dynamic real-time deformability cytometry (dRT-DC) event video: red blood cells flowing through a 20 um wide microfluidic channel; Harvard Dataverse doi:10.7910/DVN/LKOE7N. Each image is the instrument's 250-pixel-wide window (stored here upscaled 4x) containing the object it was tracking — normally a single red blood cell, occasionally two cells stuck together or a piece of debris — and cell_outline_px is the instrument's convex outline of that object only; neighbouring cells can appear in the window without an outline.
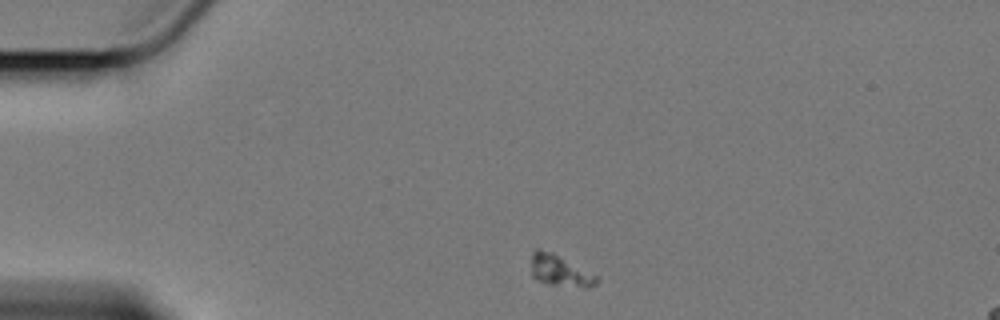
{"species": "Egyptian fruit bat (a non-hibernating species)", "species_latin": "Rousettus aegyptiacus", "temperature_condition": "cold", "stored_images_in_passage": 29, "camera_frame_rate_fps": 3000, "um_per_image_px": 0.085, "animal": {"sex": "female"}, "frame": {"image": 1, "passage_image": 1, "time_ms": 0.0, "image_size_px": [1000, 320], "cell_outline_px": [[600, 280], [596, 284], [588, 288], [584, 288], [548, 284], [532, 276], [532, 252], [536, 248], [540, 248], [552, 252], [600, 276]], "centroid_in_image_um": [47.66, 23.01], "position_along_channel_um": 37.3, "area_um2": 12.14}}
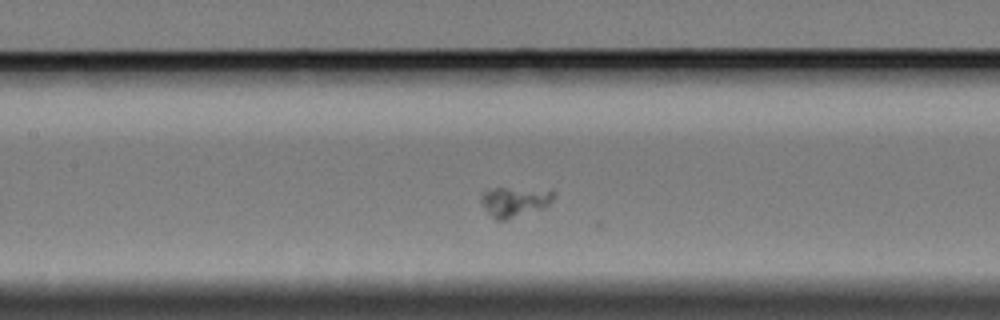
{"frame": {"image": 2, "passage_image": 16, "time_ms": 5.0, "image_size_px": [1000, 320], "cell_outline_px": [[556, 192], [552, 200], [544, 208], [504, 220], [496, 220], [484, 208], [480, 200], [480, 196], [484, 192], [496, 188], [552, 188]], "centroid_in_image_um": [43.81, 17.11], "position_along_channel_um": 163.6, "area_um2": 12.83}}
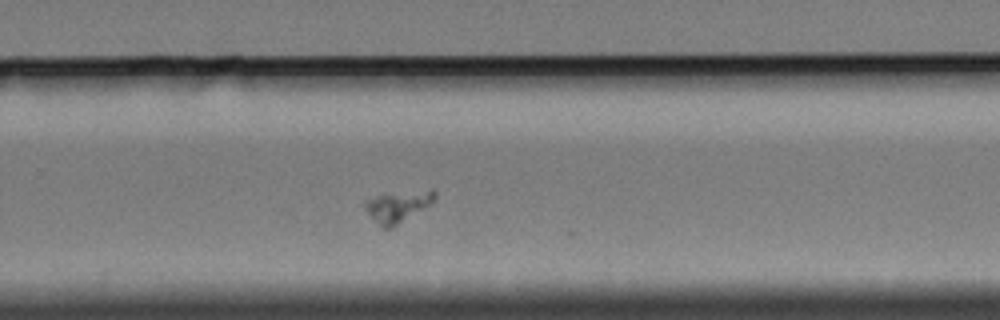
{"frame": {"image": 3, "passage_image": 28, "time_ms": 9.0, "image_size_px": [1000, 320], "cell_outline_px": [[436, 196], [432, 204], [392, 228], [384, 228], [364, 208], [364, 200], [376, 196], [432, 188], [436, 192]], "centroid_in_image_um": [33.89, 17.52], "position_along_channel_um": 295.9, "area_um2": 12.54}}